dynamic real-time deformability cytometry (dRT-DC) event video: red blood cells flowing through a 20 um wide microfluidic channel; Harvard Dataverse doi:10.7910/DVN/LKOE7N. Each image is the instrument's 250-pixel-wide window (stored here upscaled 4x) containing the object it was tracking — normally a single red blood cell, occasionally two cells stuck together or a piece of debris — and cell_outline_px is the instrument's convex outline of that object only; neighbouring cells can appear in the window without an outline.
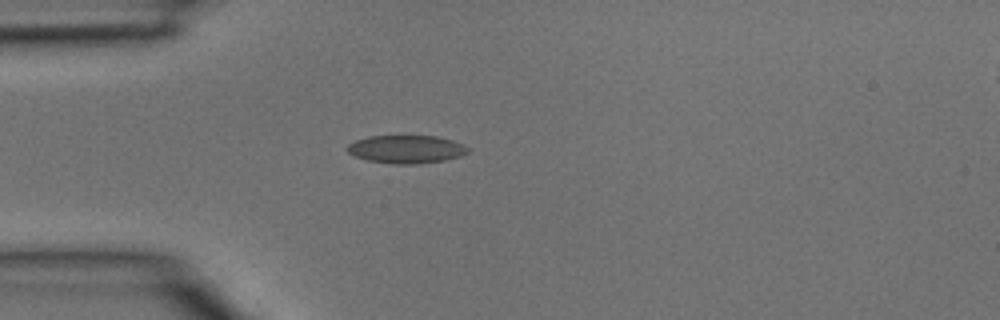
{"species": "common noctule bat (a hibernating species)", "species_latin": "Nyctalus noctula", "temperature_condition": "room temperature", "stored_images_in_passage": 29, "camera_frame_rate_fps": 3000, "um_per_image_px": 0.085, "animal": {"sex": "male", "body_mass_g": 15.6}, "frame": {"image": 1, "passage_image": 1, "time_ms": 0.0, "image_size_px": [1000, 320], "cell_outline_px": [[468, 152], [460, 156], [444, 160], [420, 164], [392, 164], [368, 160], [356, 156], [348, 152], [344, 148], [348, 144], [356, 140], [368, 136], [436, 136], [452, 140], [464, 144], [468, 148]], "centroid_in_image_um": [34.52, 12.68], "position_along_channel_um": 50.5, "area_um2": 19.77}}